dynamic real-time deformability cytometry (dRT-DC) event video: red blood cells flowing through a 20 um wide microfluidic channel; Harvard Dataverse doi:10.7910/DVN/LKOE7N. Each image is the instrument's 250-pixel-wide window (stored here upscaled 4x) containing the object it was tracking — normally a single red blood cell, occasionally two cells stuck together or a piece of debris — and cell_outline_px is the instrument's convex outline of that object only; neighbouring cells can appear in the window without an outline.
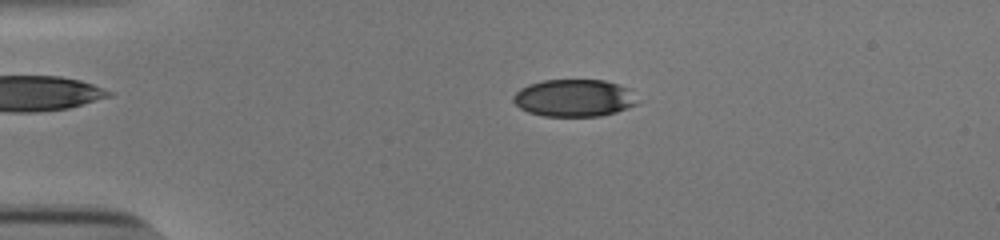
{"species": "human", "species_latin": "Homo sapiens", "temperature_condition": "cold", "stored_images_in_passage": 53, "camera_frame_rate_fps": 3000, "um_per_image_px": 0.085, "donor": {"sex": "male"}, "frame": {"image": 1, "passage_image": 12, "time_ms": 3.667, "image_size_px": [1000, 240], "cell_outline_px": [[636, 104], [628, 108], [616, 112], [600, 116], [544, 116], [528, 112], [520, 108], [512, 100], [512, 96], [520, 88], [528, 84], [544, 80], [604, 80], [628, 88]], "centroid_in_image_um": [48.73, 8.33], "position_along_channel_um": 36.3, "area_um2": 26.76}}
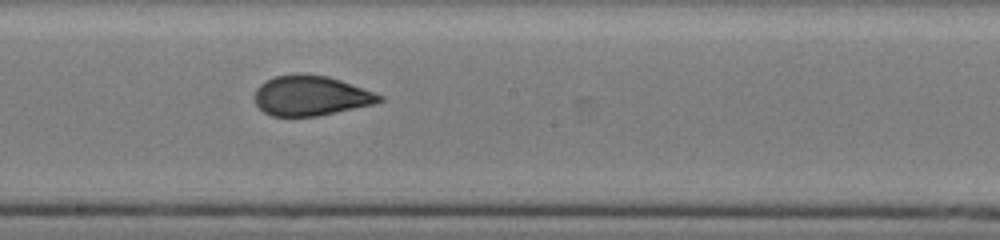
{"frame": {"image": 2, "passage_image": 30, "time_ms": 9.667, "image_size_px": [1000, 240], "cell_outline_px": [[384, 100], [372, 104], [316, 116], [272, 116], [264, 112], [256, 104], [256, 88], [260, 84], [276, 76], [300, 72], [328, 76], [340, 80], [384, 96]], "centroid_in_image_um": [26.4, 8.12], "position_along_channel_um": 221.8, "area_um2": 28.78}}
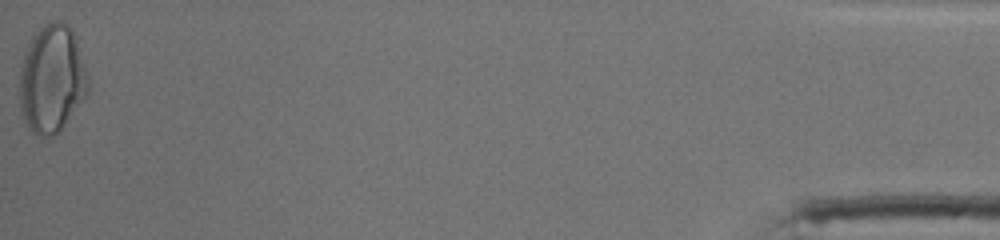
{"frame": {"image": 3, "passage_image": 53, "time_ms": 17.333, "image_size_px": [1000, 240], "cell_outline_px": [[88, 96], [60, 132], [52, 136], [36, 136], [28, 128], [20, 108], [20, 68], [28, 44], [32, 36], [44, 24], [52, 20], [60, 20], [72, 28], [88, 76]], "centroid_in_image_um": [4.42, 6.74], "position_along_channel_um": 430.8, "area_um2": 43.47}, "authors_computed_cell_mechanics": {"area_um2": 29.189, "velocity_mm_per_s": 3.9032, "shape_relaxation_time_tau1_ms": 10.7434, "shape_relaxation_time_tau2_ms": 0.963, "deformation_change_tau1": 0.2842, "deformation_change_tau2": 0.0628}}